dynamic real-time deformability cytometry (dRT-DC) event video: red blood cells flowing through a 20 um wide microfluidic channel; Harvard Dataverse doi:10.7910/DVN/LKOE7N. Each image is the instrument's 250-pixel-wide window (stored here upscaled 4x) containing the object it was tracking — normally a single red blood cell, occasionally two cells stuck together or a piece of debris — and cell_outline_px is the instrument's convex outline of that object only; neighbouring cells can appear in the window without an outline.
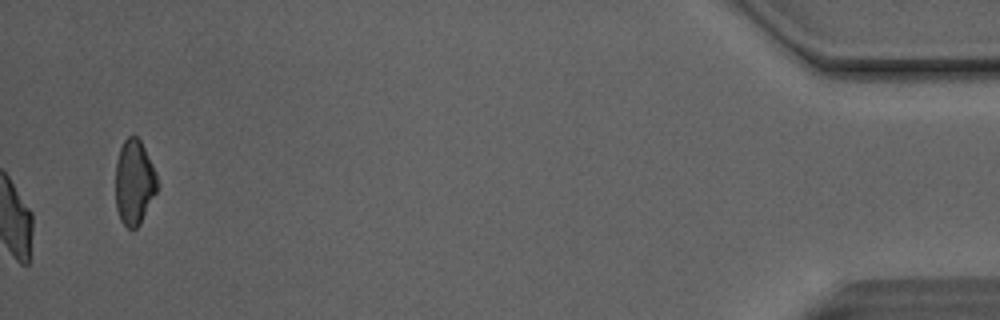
{"species": "Egyptian fruit bat (a non-hibernating species)", "species_latin": "Rousettus aegyptiacus", "temperature_condition": "room temperature", "stored_images_in_passage": 46, "camera_frame_rate_fps": 3000, "um_per_image_px": 0.085, "animal": {"sex": "male"}, "frame": {"image": 1, "passage_image": 46, "time_ms": 15.0, "image_size_px": [1000, 320], "cell_outline_px": [[160, 188], [140, 224], [136, 228], [128, 228], [120, 220], [116, 208], [116, 160], [120, 148], [124, 140], [128, 136], [136, 136], [140, 140], [156, 172], [160, 184]], "centroid_in_image_um": [11.44, 15.51], "position_along_channel_um": 423.8, "area_um2": 20.98}, "authors_computed_cell_mechanics": {"area_um2": 20.5768, "velocity_mm_per_s": 4.122, "shape_relaxation_time_tau1_ms": 4.9036, "shape_relaxation_time_tau2_ms": 1.6474, "deformation_change_tau1": 0.16, "deformation_change_tau2": 0.0736}}